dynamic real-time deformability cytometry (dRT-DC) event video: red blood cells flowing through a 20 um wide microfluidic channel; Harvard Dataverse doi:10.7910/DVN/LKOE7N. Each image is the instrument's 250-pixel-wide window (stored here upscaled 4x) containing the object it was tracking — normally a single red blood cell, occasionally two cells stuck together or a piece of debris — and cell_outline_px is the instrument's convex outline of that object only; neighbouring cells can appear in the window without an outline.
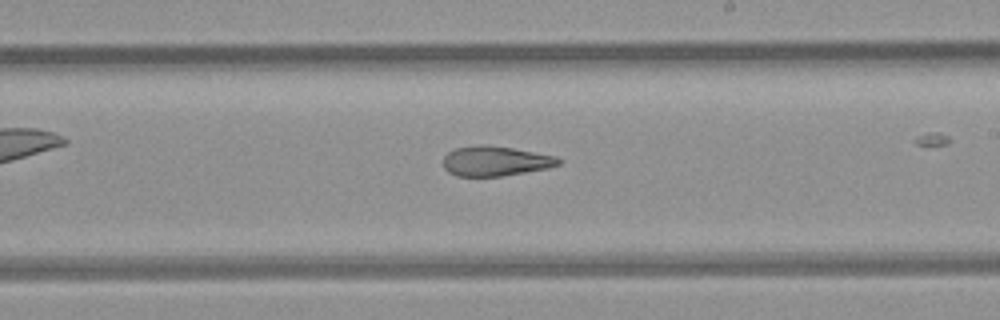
{"species": "common noctule bat (a hibernating species)", "species_latin": "Nyctalus noctula", "temperature_condition": "room temperature", "stored_images_in_passage": 9, "camera_frame_rate_fps": 3000, "um_per_image_px": 0.085, "animal": {"sex": "female", "body_mass_g": 21.9}, "frame": {"image": 1, "passage_image": 9, "time_ms": 2.667, "image_size_px": [1000, 320], "cell_outline_px": [[560, 164], [548, 168], [500, 176], [456, 176], [448, 172], [444, 168], [444, 156], [448, 152], [456, 148], [480, 144], [484, 144], [512, 148], [556, 156], [560, 160]], "centroid_in_image_um": [42.08, 13.69], "position_along_channel_um": 246.9, "area_um2": 19.94}}